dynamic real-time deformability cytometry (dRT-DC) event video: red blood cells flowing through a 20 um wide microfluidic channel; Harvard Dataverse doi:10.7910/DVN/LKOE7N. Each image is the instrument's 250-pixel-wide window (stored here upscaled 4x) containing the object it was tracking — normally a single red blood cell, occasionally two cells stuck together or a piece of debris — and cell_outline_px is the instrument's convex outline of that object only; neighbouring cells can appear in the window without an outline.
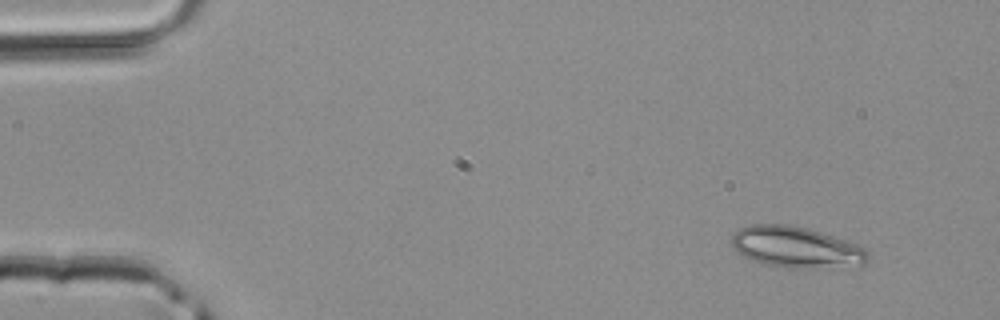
{"species": "common noctule bat (a hibernating species)", "species_latin": "Nyctalus noctula", "temperature_condition": "room temperature", "stored_images_in_passage": 2, "camera_frame_rate_fps": 3000, "um_per_image_px": 0.085, "animal": {"sex": "male", "body_mass_g": 20.4}, "frame": {"image": 1, "passage_image": 2, "time_ms": 0.333, "image_size_px": [1000, 320], "cell_outline_px": [[868, 260], [864, 264], [804, 268], [784, 268], [764, 264], [752, 260], [736, 252], [732, 244], [732, 232], [740, 228], [752, 224], [788, 224], [808, 228], [856, 244], [864, 248], [868, 252]], "centroid_in_image_um": [67.6, 21.0], "position_along_channel_um": 17.4, "area_um2": 32.43}}